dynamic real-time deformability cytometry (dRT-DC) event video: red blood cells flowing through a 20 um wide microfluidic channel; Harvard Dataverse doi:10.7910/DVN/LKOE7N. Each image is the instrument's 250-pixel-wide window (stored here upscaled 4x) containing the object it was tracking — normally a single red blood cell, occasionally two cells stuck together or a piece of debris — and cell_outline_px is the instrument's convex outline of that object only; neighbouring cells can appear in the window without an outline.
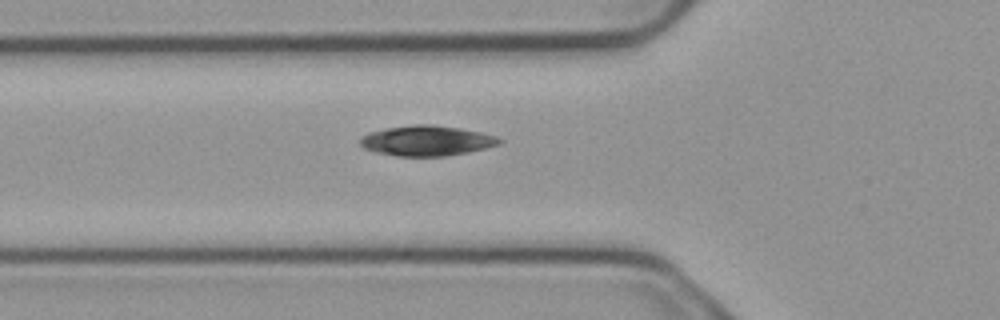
{"species": "common noctule bat (a hibernating species)", "species_latin": "Nyctalus noctula", "temperature_condition": "cold", "stored_images_in_passage": 5, "camera_frame_rate_fps": 3000, "um_per_image_px": 0.085, "animal": {"sex": "male", "body_mass_g": 23.1, "forearm_length_mm": 52.7}, "frame": {"image": 1, "passage_image": 5, "time_ms": 1.333, "image_size_px": [1000, 320], "cell_outline_px": [[504, 140], [500, 144], [468, 152], [444, 156], [396, 156], [376, 152], [364, 148], [360, 144], [360, 136], [368, 132], [388, 128], [416, 124], [428, 124], [460, 128], [480, 132], [496, 136]], "centroid_in_image_um": [36.26, 11.96], "position_along_channel_um": 89.5, "area_um2": 24.45}}